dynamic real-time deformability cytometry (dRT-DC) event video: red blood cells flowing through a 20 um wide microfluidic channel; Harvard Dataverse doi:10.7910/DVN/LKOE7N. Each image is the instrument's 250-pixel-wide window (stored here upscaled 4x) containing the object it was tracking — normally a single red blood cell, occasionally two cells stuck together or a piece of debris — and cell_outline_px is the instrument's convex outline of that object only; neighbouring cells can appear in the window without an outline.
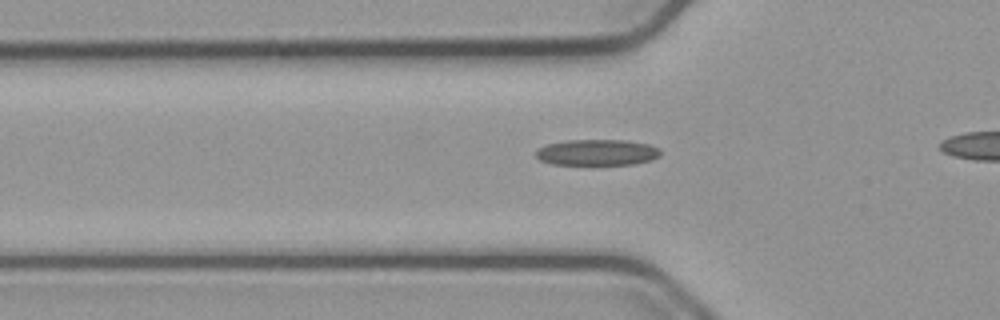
{"species": "common noctule bat (a hibernating species)", "species_latin": "Nyctalus noctula", "temperature_condition": "cold", "stored_images_in_passage": 14, "camera_frame_rate_fps": 3000, "um_per_image_px": 0.085, "animal": {"sex": "male", "body_mass_g": 23.1, "forearm_length_mm": 52.7}, "frame": {"image": 1, "passage_image": 5, "time_ms": 1.333, "image_size_px": [1000, 320], "cell_outline_px": [[660, 156], [652, 160], [632, 164], [552, 164], [540, 160], [536, 156], [536, 152], [540, 148], [548, 144], [568, 140], [624, 140], [648, 144], [660, 148]], "centroid_in_image_um": [50.79, 12.95], "position_along_channel_um": 75.0, "area_um2": 18.73}}
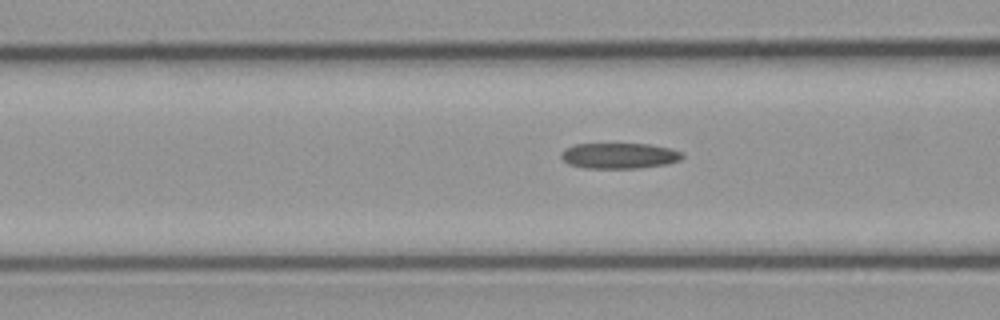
{"frame": {"image": 2, "passage_image": 8, "time_ms": 2.333, "image_size_px": [1000, 320], "cell_outline_px": [[684, 156], [680, 160], [668, 164], [640, 168], [584, 168], [568, 164], [560, 156], [568, 148], [576, 144], [648, 144], [668, 148], [680, 152]], "centroid_in_image_um": [52.66, 13.25], "position_along_channel_um": 113.9, "area_um2": 17.92}}
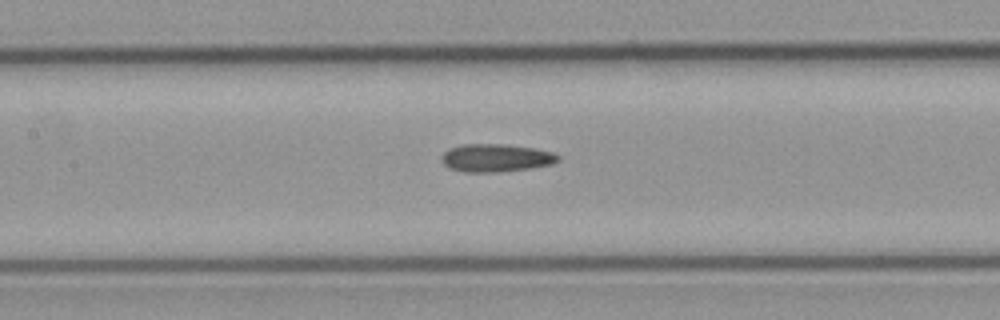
{"frame": {"image": 3, "passage_image": 12, "time_ms": 3.667, "image_size_px": [1000, 320], "cell_outline_px": [[560, 160], [552, 164], [528, 168], [496, 172], [464, 172], [448, 168], [444, 164], [440, 156], [448, 148], [460, 144], [504, 144], [536, 148], [556, 152], [560, 156]], "centroid_in_image_um": [42.15, 13.41], "position_along_channel_um": 165.2, "area_um2": 19.19}}